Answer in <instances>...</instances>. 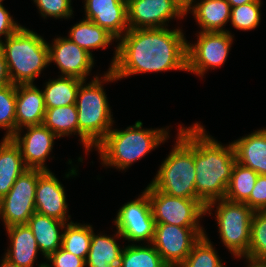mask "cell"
<instances>
[{
  "label": "cell",
  "mask_w": 266,
  "mask_h": 267,
  "mask_svg": "<svg viewBox=\"0 0 266 267\" xmlns=\"http://www.w3.org/2000/svg\"><path fill=\"white\" fill-rule=\"evenodd\" d=\"M121 38L103 81L138 73L187 70V41L180 29H129Z\"/></svg>",
  "instance_id": "cell-1"
},
{
  "label": "cell",
  "mask_w": 266,
  "mask_h": 267,
  "mask_svg": "<svg viewBox=\"0 0 266 267\" xmlns=\"http://www.w3.org/2000/svg\"><path fill=\"white\" fill-rule=\"evenodd\" d=\"M235 162L232 143L224 147L206 134L202 125L194 124L196 199L204 206L225 198Z\"/></svg>",
  "instance_id": "cell-2"
},
{
  "label": "cell",
  "mask_w": 266,
  "mask_h": 267,
  "mask_svg": "<svg viewBox=\"0 0 266 267\" xmlns=\"http://www.w3.org/2000/svg\"><path fill=\"white\" fill-rule=\"evenodd\" d=\"M177 142L150 183L172 197L196 199L194 163V125L179 128Z\"/></svg>",
  "instance_id": "cell-3"
},
{
  "label": "cell",
  "mask_w": 266,
  "mask_h": 267,
  "mask_svg": "<svg viewBox=\"0 0 266 267\" xmlns=\"http://www.w3.org/2000/svg\"><path fill=\"white\" fill-rule=\"evenodd\" d=\"M142 124L136 121L125 130L111 129L108 132L95 147L104 165L125 170L169 137L164 128L142 129Z\"/></svg>",
  "instance_id": "cell-4"
},
{
  "label": "cell",
  "mask_w": 266,
  "mask_h": 267,
  "mask_svg": "<svg viewBox=\"0 0 266 267\" xmlns=\"http://www.w3.org/2000/svg\"><path fill=\"white\" fill-rule=\"evenodd\" d=\"M49 43L25 27L0 43L14 85L33 84L49 63Z\"/></svg>",
  "instance_id": "cell-5"
},
{
  "label": "cell",
  "mask_w": 266,
  "mask_h": 267,
  "mask_svg": "<svg viewBox=\"0 0 266 267\" xmlns=\"http://www.w3.org/2000/svg\"><path fill=\"white\" fill-rule=\"evenodd\" d=\"M82 81L77 93L78 135L85 150L96 147L112 129L113 118L106 93L99 77L85 85Z\"/></svg>",
  "instance_id": "cell-6"
},
{
  "label": "cell",
  "mask_w": 266,
  "mask_h": 267,
  "mask_svg": "<svg viewBox=\"0 0 266 267\" xmlns=\"http://www.w3.org/2000/svg\"><path fill=\"white\" fill-rule=\"evenodd\" d=\"M218 203L217 224L223 244L236 257H243L250 246L251 221L254 211L245 203L232 202L225 198L205 206V214ZM208 211V212H207Z\"/></svg>",
  "instance_id": "cell-7"
},
{
  "label": "cell",
  "mask_w": 266,
  "mask_h": 267,
  "mask_svg": "<svg viewBox=\"0 0 266 267\" xmlns=\"http://www.w3.org/2000/svg\"><path fill=\"white\" fill-rule=\"evenodd\" d=\"M145 191L148 193L155 223L201 227L199 219L205 214V206L198 199L172 197L155 189L151 184Z\"/></svg>",
  "instance_id": "cell-8"
},
{
  "label": "cell",
  "mask_w": 266,
  "mask_h": 267,
  "mask_svg": "<svg viewBox=\"0 0 266 267\" xmlns=\"http://www.w3.org/2000/svg\"><path fill=\"white\" fill-rule=\"evenodd\" d=\"M37 181L38 169H27L17 178L7 195L0 199V217L5 228L27 224L36 212Z\"/></svg>",
  "instance_id": "cell-9"
},
{
  "label": "cell",
  "mask_w": 266,
  "mask_h": 267,
  "mask_svg": "<svg viewBox=\"0 0 266 267\" xmlns=\"http://www.w3.org/2000/svg\"><path fill=\"white\" fill-rule=\"evenodd\" d=\"M203 227H179L155 223L152 244L168 267H179L194 244L205 235Z\"/></svg>",
  "instance_id": "cell-10"
},
{
  "label": "cell",
  "mask_w": 266,
  "mask_h": 267,
  "mask_svg": "<svg viewBox=\"0 0 266 267\" xmlns=\"http://www.w3.org/2000/svg\"><path fill=\"white\" fill-rule=\"evenodd\" d=\"M196 44L187 43V70L204 75L209 68L222 66L227 59L232 36L229 31L202 32L198 34Z\"/></svg>",
  "instance_id": "cell-11"
},
{
  "label": "cell",
  "mask_w": 266,
  "mask_h": 267,
  "mask_svg": "<svg viewBox=\"0 0 266 267\" xmlns=\"http://www.w3.org/2000/svg\"><path fill=\"white\" fill-rule=\"evenodd\" d=\"M117 228L116 236L129 241L147 240L152 244L155 231L151 203L146 191L139 198L124 204L114 220Z\"/></svg>",
  "instance_id": "cell-12"
},
{
  "label": "cell",
  "mask_w": 266,
  "mask_h": 267,
  "mask_svg": "<svg viewBox=\"0 0 266 267\" xmlns=\"http://www.w3.org/2000/svg\"><path fill=\"white\" fill-rule=\"evenodd\" d=\"M127 13L129 29L164 28L168 20L187 14L176 0H130Z\"/></svg>",
  "instance_id": "cell-13"
},
{
  "label": "cell",
  "mask_w": 266,
  "mask_h": 267,
  "mask_svg": "<svg viewBox=\"0 0 266 267\" xmlns=\"http://www.w3.org/2000/svg\"><path fill=\"white\" fill-rule=\"evenodd\" d=\"M49 47V63L57 64L62 75L86 80L94 65L93 56L69 38H56Z\"/></svg>",
  "instance_id": "cell-14"
},
{
  "label": "cell",
  "mask_w": 266,
  "mask_h": 267,
  "mask_svg": "<svg viewBox=\"0 0 266 267\" xmlns=\"http://www.w3.org/2000/svg\"><path fill=\"white\" fill-rule=\"evenodd\" d=\"M27 133L21 137L20 132H15L11 137L19 146L22 159L28 169L49 171L45 161L53 148L54 139L57 137L44 124L26 126Z\"/></svg>",
  "instance_id": "cell-15"
},
{
  "label": "cell",
  "mask_w": 266,
  "mask_h": 267,
  "mask_svg": "<svg viewBox=\"0 0 266 267\" xmlns=\"http://www.w3.org/2000/svg\"><path fill=\"white\" fill-rule=\"evenodd\" d=\"M64 187L50 171L38 170L35 194L36 213L67 222L68 212Z\"/></svg>",
  "instance_id": "cell-16"
},
{
  "label": "cell",
  "mask_w": 266,
  "mask_h": 267,
  "mask_svg": "<svg viewBox=\"0 0 266 267\" xmlns=\"http://www.w3.org/2000/svg\"><path fill=\"white\" fill-rule=\"evenodd\" d=\"M85 18L106 29L116 40L128 30L127 3L122 0H85ZM124 31V34H122Z\"/></svg>",
  "instance_id": "cell-17"
},
{
  "label": "cell",
  "mask_w": 266,
  "mask_h": 267,
  "mask_svg": "<svg viewBox=\"0 0 266 267\" xmlns=\"http://www.w3.org/2000/svg\"><path fill=\"white\" fill-rule=\"evenodd\" d=\"M46 112L42 90L34 84L16 85V132L22 127L41 125Z\"/></svg>",
  "instance_id": "cell-18"
},
{
  "label": "cell",
  "mask_w": 266,
  "mask_h": 267,
  "mask_svg": "<svg viewBox=\"0 0 266 267\" xmlns=\"http://www.w3.org/2000/svg\"><path fill=\"white\" fill-rule=\"evenodd\" d=\"M236 162L266 175V129L255 131L232 142Z\"/></svg>",
  "instance_id": "cell-19"
},
{
  "label": "cell",
  "mask_w": 266,
  "mask_h": 267,
  "mask_svg": "<svg viewBox=\"0 0 266 267\" xmlns=\"http://www.w3.org/2000/svg\"><path fill=\"white\" fill-rule=\"evenodd\" d=\"M11 244L4 255L19 267H33L39 250L32 230L27 224L7 227Z\"/></svg>",
  "instance_id": "cell-20"
},
{
  "label": "cell",
  "mask_w": 266,
  "mask_h": 267,
  "mask_svg": "<svg viewBox=\"0 0 266 267\" xmlns=\"http://www.w3.org/2000/svg\"><path fill=\"white\" fill-rule=\"evenodd\" d=\"M27 225L32 230L40 252L47 258L51 253L62 247V233L66 222L59 219L34 213Z\"/></svg>",
  "instance_id": "cell-21"
},
{
  "label": "cell",
  "mask_w": 266,
  "mask_h": 267,
  "mask_svg": "<svg viewBox=\"0 0 266 267\" xmlns=\"http://www.w3.org/2000/svg\"><path fill=\"white\" fill-rule=\"evenodd\" d=\"M19 146L12 138L0 143V199L7 195L17 178L27 170Z\"/></svg>",
  "instance_id": "cell-22"
},
{
  "label": "cell",
  "mask_w": 266,
  "mask_h": 267,
  "mask_svg": "<svg viewBox=\"0 0 266 267\" xmlns=\"http://www.w3.org/2000/svg\"><path fill=\"white\" fill-rule=\"evenodd\" d=\"M202 29V32H223V26L230 20L231 6L227 0H201L188 8Z\"/></svg>",
  "instance_id": "cell-23"
},
{
  "label": "cell",
  "mask_w": 266,
  "mask_h": 267,
  "mask_svg": "<svg viewBox=\"0 0 266 267\" xmlns=\"http://www.w3.org/2000/svg\"><path fill=\"white\" fill-rule=\"evenodd\" d=\"M121 249L114 237L95 235L92 232L86 267H120Z\"/></svg>",
  "instance_id": "cell-24"
},
{
  "label": "cell",
  "mask_w": 266,
  "mask_h": 267,
  "mask_svg": "<svg viewBox=\"0 0 266 267\" xmlns=\"http://www.w3.org/2000/svg\"><path fill=\"white\" fill-rule=\"evenodd\" d=\"M68 36L72 42L85 49L91 55L90 49H98L100 47L105 49L113 39H116L106 29L87 19H83L75 24Z\"/></svg>",
  "instance_id": "cell-25"
},
{
  "label": "cell",
  "mask_w": 266,
  "mask_h": 267,
  "mask_svg": "<svg viewBox=\"0 0 266 267\" xmlns=\"http://www.w3.org/2000/svg\"><path fill=\"white\" fill-rule=\"evenodd\" d=\"M83 80L60 76L49 80L42 91L46 108L64 107L76 103L77 93Z\"/></svg>",
  "instance_id": "cell-26"
},
{
  "label": "cell",
  "mask_w": 266,
  "mask_h": 267,
  "mask_svg": "<svg viewBox=\"0 0 266 267\" xmlns=\"http://www.w3.org/2000/svg\"><path fill=\"white\" fill-rule=\"evenodd\" d=\"M258 175L259 174L251 168L235 162L225 199L232 202L245 203L250 198Z\"/></svg>",
  "instance_id": "cell-27"
},
{
  "label": "cell",
  "mask_w": 266,
  "mask_h": 267,
  "mask_svg": "<svg viewBox=\"0 0 266 267\" xmlns=\"http://www.w3.org/2000/svg\"><path fill=\"white\" fill-rule=\"evenodd\" d=\"M43 124L57 137L78 133L76 104L64 107L46 108Z\"/></svg>",
  "instance_id": "cell-28"
},
{
  "label": "cell",
  "mask_w": 266,
  "mask_h": 267,
  "mask_svg": "<svg viewBox=\"0 0 266 267\" xmlns=\"http://www.w3.org/2000/svg\"><path fill=\"white\" fill-rule=\"evenodd\" d=\"M66 225L64 226L65 231L62 233V248L85 261L90 248L92 232H94L92 226L72 221Z\"/></svg>",
  "instance_id": "cell-29"
},
{
  "label": "cell",
  "mask_w": 266,
  "mask_h": 267,
  "mask_svg": "<svg viewBox=\"0 0 266 267\" xmlns=\"http://www.w3.org/2000/svg\"><path fill=\"white\" fill-rule=\"evenodd\" d=\"M120 267H168L154 246L128 245L120 256Z\"/></svg>",
  "instance_id": "cell-30"
},
{
  "label": "cell",
  "mask_w": 266,
  "mask_h": 267,
  "mask_svg": "<svg viewBox=\"0 0 266 267\" xmlns=\"http://www.w3.org/2000/svg\"><path fill=\"white\" fill-rule=\"evenodd\" d=\"M179 267H224L212 243L205 235L194 244L191 252Z\"/></svg>",
  "instance_id": "cell-31"
},
{
  "label": "cell",
  "mask_w": 266,
  "mask_h": 267,
  "mask_svg": "<svg viewBox=\"0 0 266 267\" xmlns=\"http://www.w3.org/2000/svg\"><path fill=\"white\" fill-rule=\"evenodd\" d=\"M246 259L266 260V211H256L251 221L250 246Z\"/></svg>",
  "instance_id": "cell-32"
},
{
  "label": "cell",
  "mask_w": 266,
  "mask_h": 267,
  "mask_svg": "<svg viewBox=\"0 0 266 267\" xmlns=\"http://www.w3.org/2000/svg\"><path fill=\"white\" fill-rule=\"evenodd\" d=\"M0 127L7 129L5 138L16 132V85L0 88Z\"/></svg>",
  "instance_id": "cell-33"
},
{
  "label": "cell",
  "mask_w": 266,
  "mask_h": 267,
  "mask_svg": "<svg viewBox=\"0 0 266 267\" xmlns=\"http://www.w3.org/2000/svg\"><path fill=\"white\" fill-rule=\"evenodd\" d=\"M261 1L231 7L230 20L232 25L239 30L255 29L261 20Z\"/></svg>",
  "instance_id": "cell-34"
},
{
  "label": "cell",
  "mask_w": 266,
  "mask_h": 267,
  "mask_svg": "<svg viewBox=\"0 0 266 267\" xmlns=\"http://www.w3.org/2000/svg\"><path fill=\"white\" fill-rule=\"evenodd\" d=\"M43 17L69 18L73 14L71 0H34Z\"/></svg>",
  "instance_id": "cell-35"
},
{
  "label": "cell",
  "mask_w": 266,
  "mask_h": 267,
  "mask_svg": "<svg viewBox=\"0 0 266 267\" xmlns=\"http://www.w3.org/2000/svg\"><path fill=\"white\" fill-rule=\"evenodd\" d=\"M245 204L254 212L266 211V175H258L250 198Z\"/></svg>",
  "instance_id": "cell-36"
},
{
  "label": "cell",
  "mask_w": 266,
  "mask_h": 267,
  "mask_svg": "<svg viewBox=\"0 0 266 267\" xmlns=\"http://www.w3.org/2000/svg\"><path fill=\"white\" fill-rule=\"evenodd\" d=\"M46 259L50 263L52 262L53 267H86L82 258L67 252L62 247L51 253Z\"/></svg>",
  "instance_id": "cell-37"
},
{
  "label": "cell",
  "mask_w": 266,
  "mask_h": 267,
  "mask_svg": "<svg viewBox=\"0 0 266 267\" xmlns=\"http://www.w3.org/2000/svg\"><path fill=\"white\" fill-rule=\"evenodd\" d=\"M21 27V25L15 23L9 12L4 8L2 3H0V36L4 35L6 39L17 32ZM0 43H2V39H0Z\"/></svg>",
  "instance_id": "cell-38"
},
{
  "label": "cell",
  "mask_w": 266,
  "mask_h": 267,
  "mask_svg": "<svg viewBox=\"0 0 266 267\" xmlns=\"http://www.w3.org/2000/svg\"><path fill=\"white\" fill-rule=\"evenodd\" d=\"M13 84L8 70V65L0 46V88Z\"/></svg>",
  "instance_id": "cell-39"
},
{
  "label": "cell",
  "mask_w": 266,
  "mask_h": 267,
  "mask_svg": "<svg viewBox=\"0 0 266 267\" xmlns=\"http://www.w3.org/2000/svg\"><path fill=\"white\" fill-rule=\"evenodd\" d=\"M248 267H266V260L248 259Z\"/></svg>",
  "instance_id": "cell-40"
},
{
  "label": "cell",
  "mask_w": 266,
  "mask_h": 267,
  "mask_svg": "<svg viewBox=\"0 0 266 267\" xmlns=\"http://www.w3.org/2000/svg\"><path fill=\"white\" fill-rule=\"evenodd\" d=\"M230 4L231 7H237L242 4H247L250 2H255V1H261V0H227Z\"/></svg>",
  "instance_id": "cell-41"
},
{
  "label": "cell",
  "mask_w": 266,
  "mask_h": 267,
  "mask_svg": "<svg viewBox=\"0 0 266 267\" xmlns=\"http://www.w3.org/2000/svg\"><path fill=\"white\" fill-rule=\"evenodd\" d=\"M185 11L188 10L190 6H192V3L195 2L194 0H176Z\"/></svg>",
  "instance_id": "cell-42"
},
{
  "label": "cell",
  "mask_w": 266,
  "mask_h": 267,
  "mask_svg": "<svg viewBox=\"0 0 266 267\" xmlns=\"http://www.w3.org/2000/svg\"><path fill=\"white\" fill-rule=\"evenodd\" d=\"M0 267H19L17 264L9 261L7 258H3Z\"/></svg>",
  "instance_id": "cell-43"
},
{
  "label": "cell",
  "mask_w": 266,
  "mask_h": 267,
  "mask_svg": "<svg viewBox=\"0 0 266 267\" xmlns=\"http://www.w3.org/2000/svg\"><path fill=\"white\" fill-rule=\"evenodd\" d=\"M39 267H51V265L48 263H42V264H39Z\"/></svg>",
  "instance_id": "cell-44"
}]
</instances>
